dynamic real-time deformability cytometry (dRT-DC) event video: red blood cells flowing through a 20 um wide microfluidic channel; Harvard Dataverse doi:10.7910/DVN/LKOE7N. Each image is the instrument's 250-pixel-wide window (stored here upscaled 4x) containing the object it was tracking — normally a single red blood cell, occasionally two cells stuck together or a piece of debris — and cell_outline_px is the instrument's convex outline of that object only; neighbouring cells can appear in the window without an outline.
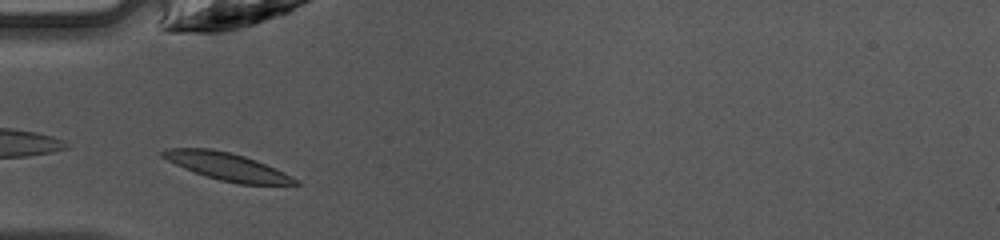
{"species": "common noctule bat (a hibernating species)", "species_latin": "Nyctalus noctula", "temperature_condition": "warm", "stored_images_in_passage": 34, "camera_frame_rate_fps": 3000, "um_per_image_px": 0.085, "animal": {"sex": "female", "body_mass_g": 10.0, "forearm_length_mm": 53.1}, "frame": {"image": 1, "passage_image": 3, "time_ms": 0.667, "image_size_px": [1000, 240], "cell_outline_px": [[300, 184], [240, 184], [220, 180], [204, 176], [184, 168], [160, 156], [160, 152], [168, 148], [212, 148], [244, 156], [256, 160], [284, 172], [296, 180]], "centroid_in_image_um": [19.25, 14.14], "position_along_channel_um": 65.7, "area_um2": 20.92}}
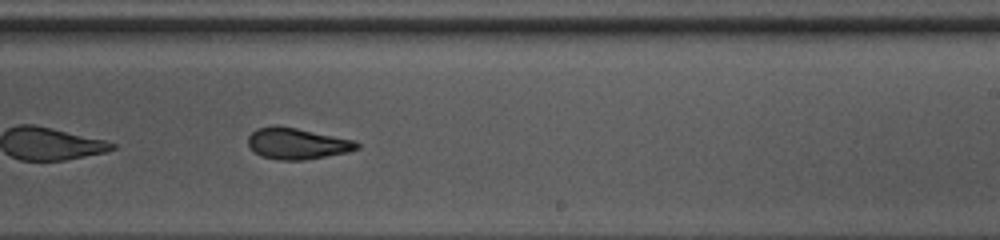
{"frame": {"image": 2, "passage_image": 17, "time_ms": 5.333, "image_size_px": [1000, 240], "cell_outline_px": [[360, 148], [348, 152], [304, 160], [280, 160], [260, 156], [248, 144], [248, 136], [256, 128], [272, 124], [276, 124], [356, 140], [360, 144]], "centroid_in_image_um": [25.26, 12.19], "position_along_channel_um": 263.7, "area_um2": 20.0}}
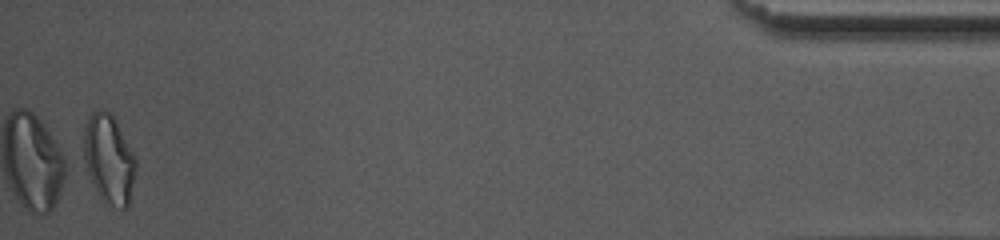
{"frame": {"image": 3, "passage_image": 34, "time_ms": 11.0, "image_size_px": [1000, 240], "cell_outline_px": [[136, 168], [128, 204], [124, 208], [120, 208], [104, 200], [96, 192], [80, 160], [84, 128], [88, 116], [92, 112], [104, 108], [116, 120], [136, 160]], "centroid_in_image_um": [9.17, 13.48], "position_along_channel_um": 426.0, "area_um2": 27.34}, "authors_computed_cell_mechanics": {"area_um2": 20.2878, "velocity_mm_per_s": 4.2582, "shape_relaxation_time_tau1_ms": 4.5153, "shape_relaxation_time_tau2_ms": 2.8442, "deformation_change_tau1": 0.1919, "deformation_change_tau2": 0.0589}}